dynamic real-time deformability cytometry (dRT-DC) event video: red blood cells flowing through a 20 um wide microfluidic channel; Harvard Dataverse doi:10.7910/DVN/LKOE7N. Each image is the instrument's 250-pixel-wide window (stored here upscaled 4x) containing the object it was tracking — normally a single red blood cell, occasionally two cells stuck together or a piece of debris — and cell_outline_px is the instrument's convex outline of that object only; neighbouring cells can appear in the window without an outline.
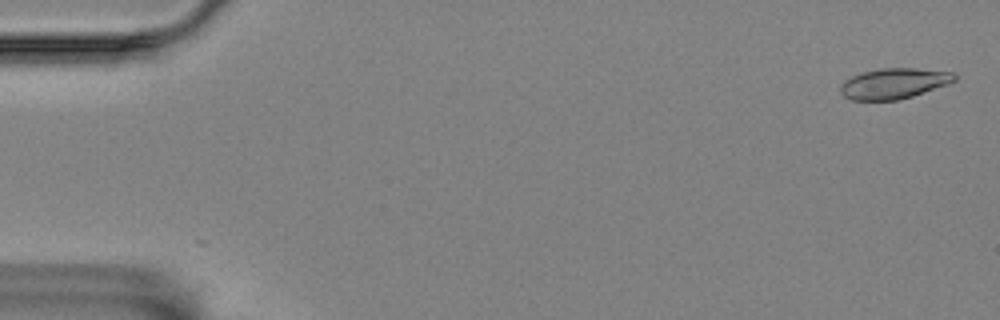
{"species": "Egyptian fruit bat (a non-hibernating species)", "species_latin": "Rousettus aegyptiacus", "temperature_condition": "room temperature", "stored_images_in_passage": 7, "camera_frame_rate_fps": 3000, "um_per_image_px": 0.085, "animal": {"sex": "female"}, "frame": {"image": 1, "passage_image": 1, "time_ms": 0.0, "image_size_px": [1000, 320], "cell_outline_px": [[956, 80], [948, 84], [912, 96], [896, 100], [852, 100], [844, 96], [840, 92], [840, 84], [844, 80], [860, 72], [880, 68], [916, 68], [952, 72], [956, 76]], "centroid_in_image_um": [75.95, 7.09], "position_along_channel_um": 9.1, "area_um2": 20.35}}
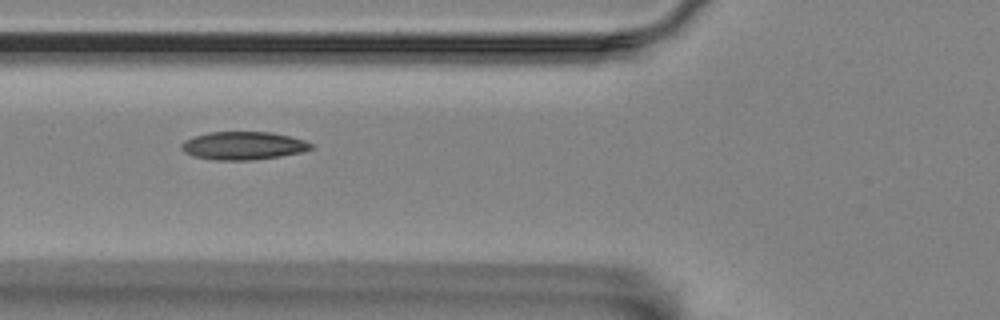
{"frame": {"image": 2, "passage_image": 6, "time_ms": 6.667, "image_size_px": [1000, 320], "cell_outline_px": [[312, 148], [300, 152], [280, 156], [252, 160], [216, 160], [192, 156], [184, 152], [180, 148], [180, 144], [184, 140], [192, 136], [208, 132], [272, 132], [304, 140], [312, 144]], "centroid_in_image_um": [20.6, 12.38], "position_along_channel_um": 105.2, "area_um2": 21.21}}
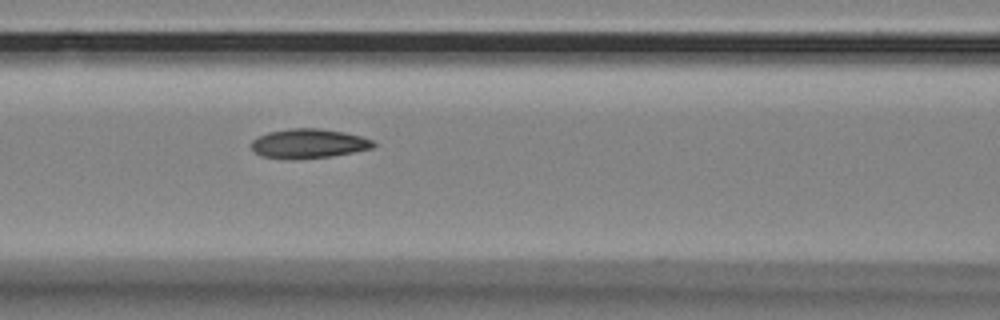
{"frame": {"image": 3, "passage_image": 7, "time_ms": 7.667, "image_size_px": [1000, 320], "cell_outline_px": [[376, 144], [372, 148], [332, 156], [284, 160], [260, 156], [252, 148], [252, 140], [256, 136], [268, 132], [292, 128], [320, 128], [344, 132], [360, 136], [372, 140]], "centroid_in_image_um": [26.19, 12.2], "position_along_channel_um": 140.4, "area_um2": 20.98}}